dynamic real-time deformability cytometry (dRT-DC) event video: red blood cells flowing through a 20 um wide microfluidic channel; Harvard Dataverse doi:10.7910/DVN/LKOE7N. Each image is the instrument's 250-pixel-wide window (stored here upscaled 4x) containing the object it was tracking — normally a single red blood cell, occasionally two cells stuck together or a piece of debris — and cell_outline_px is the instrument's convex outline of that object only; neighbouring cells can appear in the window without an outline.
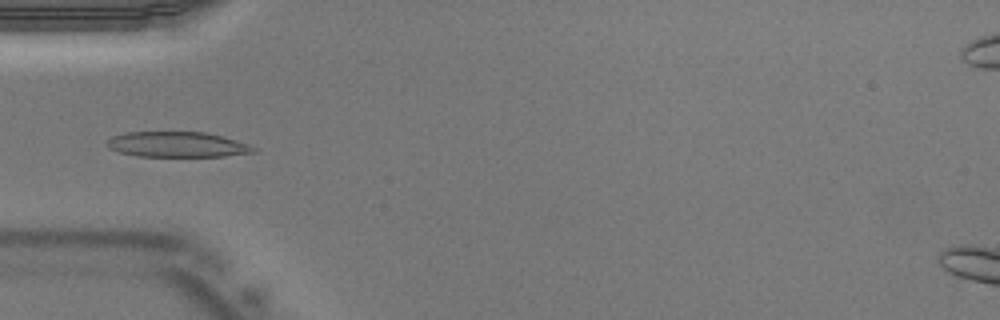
{"species": "Egyptian fruit bat (a non-hibernating species)", "species_latin": "Rousettus aegyptiacus", "temperature_condition": "warm", "stored_images_in_passage": 40, "camera_frame_rate_fps": 3000, "um_per_image_px": 0.085, "animal": {"sex": "male"}, "frame": {"image": 1, "passage_image": 12, "time_ms": 3.667, "image_size_px": [1000, 320], "cell_outline_px": [[256, 152], [224, 156], [136, 156], [120, 152], [108, 148], [104, 144], [112, 136], [128, 132], [204, 132], [236, 140], [248, 144], [256, 148]], "centroid_in_image_um": [15.03, 12.28], "position_along_channel_um": 70.0, "area_um2": 21.56}}